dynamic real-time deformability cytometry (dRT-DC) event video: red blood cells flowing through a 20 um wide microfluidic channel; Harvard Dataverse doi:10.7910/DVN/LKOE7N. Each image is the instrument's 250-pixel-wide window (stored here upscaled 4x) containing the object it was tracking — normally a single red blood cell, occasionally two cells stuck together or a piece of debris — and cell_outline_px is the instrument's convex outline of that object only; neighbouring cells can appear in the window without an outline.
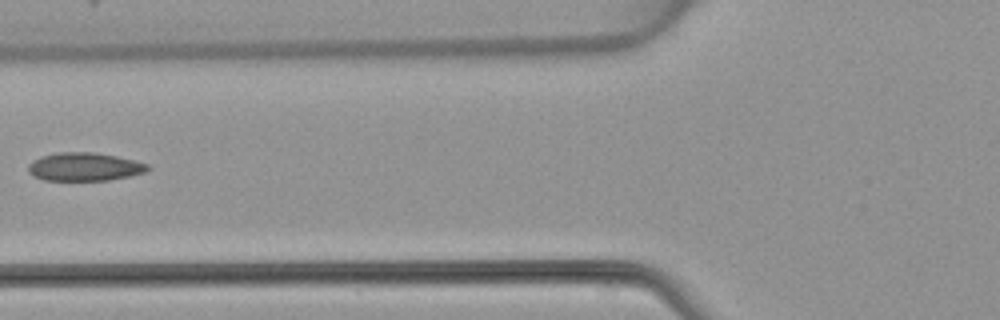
{"species": "common noctule bat (a hibernating species)", "species_latin": "Nyctalus noctula", "temperature_condition": "warm", "stored_images_in_passage": 4, "camera_frame_rate_fps": 3000, "um_per_image_px": 0.085, "animal": {"sex": "female", "body_mass_g": 22.7, "forearm_length_mm": 54.2}, "frame": {"image": 1, "passage_image": 4, "time_ms": 3.667, "image_size_px": [1000, 320], "cell_outline_px": [[152, 168], [148, 172], [108, 180], [44, 180], [32, 176], [28, 172], [28, 164], [32, 160], [40, 156], [56, 152], [92, 152], [116, 156], [148, 164]], "centroid_in_image_um": [7.15, 14.17], "position_along_channel_um": 118.6, "area_um2": 19.83}}